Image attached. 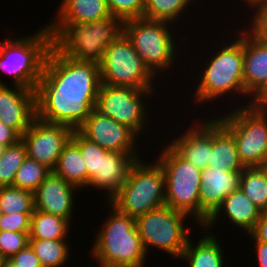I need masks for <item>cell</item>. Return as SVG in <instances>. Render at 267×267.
Listing matches in <instances>:
<instances>
[{
    "instance_id": "obj_1",
    "label": "cell",
    "mask_w": 267,
    "mask_h": 267,
    "mask_svg": "<svg viewBox=\"0 0 267 267\" xmlns=\"http://www.w3.org/2000/svg\"><path fill=\"white\" fill-rule=\"evenodd\" d=\"M99 65L79 62L52 45L35 89L36 117L77 130L96 107Z\"/></svg>"
},
{
    "instance_id": "obj_27",
    "label": "cell",
    "mask_w": 267,
    "mask_h": 267,
    "mask_svg": "<svg viewBox=\"0 0 267 267\" xmlns=\"http://www.w3.org/2000/svg\"><path fill=\"white\" fill-rule=\"evenodd\" d=\"M240 188L262 212L267 211V177L260 166L244 168Z\"/></svg>"
},
{
    "instance_id": "obj_22",
    "label": "cell",
    "mask_w": 267,
    "mask_h": 267,
    "mask_svg": "<svg viewBox=\"0 0 267 267\" xmlns=\"http://www.w3.org/2000/svg\"><path fill=\"white\" fill-rule=\"evenodd\" d=\"M212 119V150L207 166L225 168L226 171H243L233 134L217 119Z\"/></svg>"
},
{
    "instance_id": "obj_19",
    "label": "cell",
    "mask_w": 267,
    "mask_h": 267,
    "mask_svg": "<svg viewBox=\"0 0 267 267\" xmlns=\"http://www.w3.org/2000/svg\"><path fill=\"white\" fill-rule=\"evenodd\" d=\"M202 120L199 122L198 119L192 127L189 125L184 133L169 144L182 158L200 169L207 167L212 150V119Z\"/></svg>"
},
{
    "instance_id": "obj_32",
    "label": "cell",
    "mask_w": 267,
    "mask_h": 267,
    "mask_svg": "<svg viewBox=\"0 0 267 267\" xmlns=\"http://www.w3.org/2000/svg\"><path fill=\"white\" fill-rule=\"evenodd\" d=\"M26 157V148L21 140L14 145L7 146L0 157V187L13 185L17 170Z\"/></svg>"
},
{
    "instance_id": "obj_18",
    "label": "cell",
    "mask_w": 267,
    "mask_h": 267,
    "mask_svg": "<svg viewBox=\"0 0 267 267\" xmlns=\"http://www.w3.org/2000/svg\"><path fill=\"white\" fill-rule=\"evenodd\" d=\"M77 187L69 184L53 171L34 192L35 210L50 213L66 220L73 217ZM74 194V195H73Z\"/></svg>"
},
{
    "instance_id": "obj_37",
    "label": "cell",
    "mask_w": 267,
    "mask_h": 267,
    "mask_svg": "<svg viewBox=\"0 0 267 267\" xmlns=\"http://www.w3.org/2000/svg\"><path fill=\"white\" fill-rule=\"evenodd\" d=\"M254 12L255 15L250 18L252 24L248 26L258 38L267 41V3L259 5Z\"/></svg>"
},
{
    "instance_id": "obj_2",
    "label": "cell",
    "mask_w": 267,
    "mask_h": 267,
    "mask_svg": "<svg viewBox=\"0 0 267 267\" xmlns=\"http://www.w3.org/2000/svg\"><path fill=\"white\" fill-rule=\"evenodd\" d=\"M110 205L111 215L95 235L90 252L100 267H145L147 253L136 219Z\"/></svg>"
},
{
    "instance_id": "obj_3",
    "label": "cell",
    "mask_w": 267,
    "mask_h": 267,
    "mask_svg": "<svg viewBox=\"0 0 267 267\" xmlns=\"http://www.w3.org/2000/svg\"><path fill=\"white\" fill-rule=\"evenodd\" d=\"M53 45L79 62L100 64L105 49L124 33V20L110 15L88 24H48Z\"/></svg>"
},
{
    "instance_id": "obj_15",
    "label": "cell",
    "mask_w": 267,
    "mask_h": 267,
    "mask_svg": "<svg viewBox=\"0 0 267 267\" xmlns=\"http://www.w3.org/2000/svg\"><path fill=\"white\" fill-rule=\"evenodd\" d=\"M243 83L250 103L267 92V41L243 29Z\"/></svg>"
},
{
    "instance_id": "obj_14",
    "label": "cell",
    "mask_w": 267,
    "mask_h": 267,
    "mask_svg": "<svg viewBox=\"0 0 267 267\" xmlns=\"http://www.w3.org/2000/svg\"><path fill=\"white\" fill-rule=\"evenodd\" d=\"M77 130L85 138L107 151L139 154V148L136 147L139 136L129 127L101 114L96 109L92 110Z\"/></svg>"
},
{
    "instance_id": "obj_46",
    "label": "cell",
    "mask_w": 267,
    "mask_h": 267,
    "mask_svg": "<svg viewBox=\"0 0 267 267\" xmlns=\"http://www.w3.org/2000/svg\"><path fill=\"white\" fill-rule=\"evenodd\" d=\"M263 170H264V173L267 177V162L265 164H263L262 166H260Z\"/></svg>"
},
{
    "instance_id": "obj_41",
    "label": "cell",
    "mask_w": 267,
    "mask_h": 267,
    "mask_svg": "<svg viewBox=\"0 0 267 267\" xmlns=\"http://www.w3.org/2000/svg\"><path fill=\"white\" fill-rule=\"evenodd\" d=\"M252 239L256 248L257 262L259 267H267V243L257 241L250 233L247 234Z\"/></svg>"
},
{
    "instance_id": "obj_29",
    "label": "cell",
    "mask_w": 267,
    "mask_h": 267,
    "mask_svg": "<svg viewBox=\"0 0 267 267\" xmlns=\"http://www.w3.org/2000/svg\"><path fill=\"white\" fill-rule=\"evenodd\" d=\"M193 1L195 0H145L142 18L170 22L172 25L181 16L184 18L187 7Z\"/></svg>"
},
{
    "instance_id": "obj_42",
    "label": "cell",
    "mask_w": 267,
    "mask_h": 267,
    "mask_svg": "<svg viewBox=\"0 0 267 267\" xmlns=\"http://www.w3.org/2000/svg\"><path fill=\"white\" fill-rule=\"evenodd\" d=\"M245 1V4L248 5L247 7L250 9L255 10L259 5L267 3V0H240Z\"/></svg>"
},
{
    "instance_id": "obj_40",
    "label": "cell",
    "mask_w": 267,
    "mask_h": 267,
    "mask_svg": "<svg viewBox=\"0 0 267 267\" xmlns=\"http://www.w3.org/2000/svg\"><path fill=\"white\" fill-rule=\"evenodd\" d=\"M21 140V136L11 127L0 121V144L11 146Z\"/></svg>"
},
{
    "instance_id": "obj_23",
    "label": "cell",
    "mask_w": 267,
    "mask_h": 267,
    "mask_svg": "<svg viewBox=\"0 0 267 267\" xmlns=\"http://www.w3.org/2000/svg\"><path fill=\"white\" fill-rule=\"evenodd\" d=\"M49 24H88L111 15L106 0H63Z\"/></svg>"
},
{
    "instance_id": "obj_44",
    "label": "cell",
    "mask_w": 267,
    "mask_h": 267,
    "mask_svg": "<svg viewBox=\"0 0 267 267\" xmlns=\"http://www.w3.org/2000/svg\"><path fill=\"white\" fill-rule=\"evenodd\" d=\"M2 267H17L10 259H5Z\"/></svg>"
},
{
    "instance_id": "obj_4",
    "label": "cell",
    "mask_w": 267,
    "mask_h": 267,
    "mask_svg": "<svg viewBox=\"0 0 267 267\" xmlns=\"http://www.w3.org/2000/svg\"><path fill=\"white\" fill-rule=\"evenodd\" d=\"M236 36L232 42H226L221 45L217 53H212L210 61L205 63L201 73L199 85L196 86L194 101L199 103H208L217 101L223 96L236 97V94L244 95L247 93L243 83V30L236 31ZM238 35V36H237ZM240 36V37H239ZM238 37V38H237ZM237 39V40H236ZM229 43V44H228ZM219 50V51H218ZM231 93V94H230ZM235 93V94H234ZM229 94V95H228Z\"/></svg>"
},
{
    "instance_id": "obj_39",
    "label": "cell",
    "mask_w": 267,
    "mask_h": 267,
    "mask_svg": "<svg viewBox=\"0 0 267 267\" xmlns=\"http://www.w3.org/2000/svg\"><path fill=\"white\" fill-rule=\"evenodd\" d=\"M250 234L257 241L267 243V211L261 212L260 217Z\"/></svg>"
},
{
    "instance_id": "obj_10",
    "label": "cell",
    "mask_w": 267,
    "mask_h": 267,
    "mask_svg": "<svg viewBox=\"0 0 267 267\" xmlns=\"http://www.w3.org/2000/svg\"><path fill=\"white\" fill-rule=\"evenodd\" d=\"M99 70L102 84L156 91L152 84L156 77L124 33L105 49Z\"/></svg>"
},
{
    "instance_id": "obj_11",
    "label": "cell",
    "mask_w": 267,
    "mask_h": 267,
    "mask_svg": "<svg viewBox=\"0 0 267 267\" xmlns=\"http://www.w3.org/2000/svg\"><path fill=\"white\" fill-rule=\"evenodd\" d=\"M186 217L191 218L166 205L138 216L136 226L147 255L152 246L170 256L180 257L189 240V230L193 229L184 226Z\"/></svg>"
},
{
    "instance_id": "obj_28",
    "label": "cell",
    "mask_w": 267,
    "mask_h": 267,
    "mask_svg": "<svg viewBox=\"0 0 267 267\" xmlns=\"http://www.w3.org/2000/svg\"><path fill=\"white\" fill-rule=\"evenodd\" d=\"M29 244L39 258L42 267L65 266L70 256L67 240L29 239Z\"/></svg>"
},
{
    "instance_id": "obj_36",
    "label": "cell",
    "mask_w": 267,
    "mask_h": 267,
    "mask_svg": "<svg viewBox=\"0 0 267 267\" xmlns=\"http://www.w3.org/2000/svg\"><path fill=\"white\" fill-rule=\"evenodd\" d=\"M32 213L2 214L0 231L30 233Z\"/></svg>"
},
{
    "instance_id": "obj_48",
    "label": "cell",
    "mask_w": 267,
    "mask_h": 267,
    "mask_svg": "<svg viewBox=\"0 0 267 267\" xmlns=\"http://www.w3.org/2000/svg\"><path fill=\"white\" fill-rule=\"evenodd\" d=\"M2 214H3V213H2V209H1V207H0V217L2 216Z\"/></svg>"
},
{
    "instance_id": "obj_34",
    "label": "cell",
    "mask_w": 267,
    "mask_h": 267,
    "mask_svg": "<svg viewBox=\"0 0 267 267\" xmlns=\"http://www.w3.org/2000/svg\"><path fill=\"white\" fill-rule=\"evenodd\" d=\"M111 15L121 19L142 18L145 0H106Z\"/></svg>"
},
{
    "instance_id": "obj_21",
    "label": "cell",
    "mask_w": 267,
    "mask_h": 267,
    "mask_svg": "<svg viewBox=\"0 0 267 267\" xmlns=\"http://www.w3.org/2000/svg\"><path fill=\"white\" fill-rule=\"evenodd\" d=\"M261 212L239 188L224 198L222 205L208 219L202 230H212V226L214 227L217 219L219 220L218 216L224 214L222 216H225L226 219L228 218L229 222L233 223L231 224L233 227L236 226L249 234L254 229Z\"/></svg>"
},
{
    "instance_id": "obj_8",
    "label": "cell",
    "mask_w": 267,
    "mask_h": 267,
    "mask_svg": "<svg viewBox=\"0 0 267 267\" xmlns=\"http://www.w3.org/2000/svg\"><path fill=\"white\" fill-rule=\"evenodd\" d=\"M231 110L216 118L233 134L243 165L262 166L267 162V110L257 103L236 105Z\"/></svg>"
},
{
    "instance_id": "obj_24",
    "label": "cell",
    "mask_w": 267,
    "mask_h": 267,
    "mask_svg": "<svg viewBox=\"0 0 267 267\" xmlns=\"http://www.w3.org/2000/svg\"><path fill=\"white\" fill-rule=\"evenodd\" d=\"M205 231L206 235L197 243L193 244L189 238L179 258L188 262V267H224L225 255L218 236Z\"/></svg>"
},
{
    "instance_id": "obj_13",
    "label": "cell",
    "mask_w": 267,
    "mask_h": 267,
    "mask_svg": "<svg viewBox=\"0 0 267 267\" xmlns=\"http://www.w3.org/2000/svg\"><path fill=\"white\" fill-rule=\"evenodd\" d=\"M73 129L63 124L48 123L35 118L21 136L27 156L53 171Z\"/></svg>"
},
{
    "instance_id": "obj_43",
    "label": "cell",
    "mask_w": 267,
    "mask_h": 267,
    "mask_svg": "<svg viewBox=\"0 0 267 267\" xmlns=\"http://www.w3.org/2000/svg\"><path fill=\"white\" fill-rule=\"evenodd\" d=\"M261 108L267 110V92L256 102Z\"/></svg>"
},
{
    "instance_id": "obj_12",
    "label": "cell",
    "mask_w": 267,
    "mask_h": 267,
    "mask_svg": "<svg viewBox=\"0 0 267 267\" xmlns=\"http://www.w3.org/2000/svg\"><path fill=\"white\" fill-rule=\"evenodd\" d=\"M153 92L154 90L108 86L101 83L95 109L116 122L129 127L140 136L148 127L149 123L146 124V122L150 121L147 117L149 113L146 111L148 104L146 105L144 102L143 96H149Z\"/></svg>"
},
{
    "instance_id": "obj_17",
    "label": "cell",
    "mask_w": 267,
    "mask_h": 267,
    "mask_svg": "<svg viewBox=\"0 0 267 267\" xmlns=\"http://www.w3.org/2000/svg\"><path fill=\"white\" fill-rule=\"evenodd\" d=\"M36 118L35 89L14 85L0 79V121L22 136Z\"/></svg>"
},
{
    "instance_id": "obj_33",
    "label": "cell",
    "mask_w": 267,
    "mask_h": 267,
    "mask_svg": "<svg viewBox=\"0 0 267 267\" xmlns=\"http://www.w3.org/2000/svg\"><path fill=\"white\" fill-rule=\"evenodd\" d=\"M71 139L80 147L81 156L87 170V185L94 174H99L100 154L107 150L95 142L85 138L78 130H74Z\"/></svg>"
},
{
    "instance_id": "obj_47",
    "label": "cell",
    "mask_w": 267,
    "mask_h": 267,
    "mask_svg": "<svg viewBox=\"0 0 267 267\" xmlns=\"http://www.w3.org/2000/svg\"><path fill=\"white\" fill-rule=\"evenodd\" d=\"M4 261H5V258L0 254V267L3 266Z\"/></svg>"
},
{
    "instance_id": "obj_45",
    "label": "cell",
    "mask_w": 267,
    "mask_h": 267,
    "mask_svg": "<svg viewBox=\"0 0 267 267\" xmlns=\"http://www.w3.org/2000/svg\"><path fill=\"white\" fill-rule=\"evenodd\" d=\"M6 148H7L6 145L0 144V157L3 155V153H4V151H5Z\"/></svg>"
},
{
    "instance_id": "obj_31",
    "label": "cell",
    "mask_w": 267,
    "mask_h": 267,
    "mask_svg": "<svg viewBox=\"0 0 267 267\" xmlns=\"http://www.w3.org/2000/svg\"><path fill=\"white\" fill-rule=\"evenodd\" d=\"M51 172L45 165L27 156L17 170L12 186L34 193Z\"/></svg>"
},
{
    "instance_id": "obj_26",
    "label": "cell",
    "mask_w": 267,
    "mask_h": 267,
    "mask_svg": "<svg viewBox=\"0 0 267 267\" xmlns=\"http://www.w3.org/2000/svg\"><path fill=\"white\" fill-rule=\"evenodd\" d=\"M69 220L47 212L34 210L31 215L29 239L66 240Z\"/></svg>"
},
{
    "instance_id": "obj_30",
    "label": "cell",
    "mask_w": 267,
    "mask_h": 267,
    "mask_svg": "<svg viewBox=\"0 0 267 267\" xmlns=\"http://www.w3.org/2000/svg\"><path fill=\"white\" fill-rule=\"evenodd\" d=\"M0 207L3 214L33 213L34 193L15 186L0 187Z\"/></svg>"
},
{
    "instance_id": "obj_16",
    "label": "cell",
    "mask_w": 267,
    "mask_h": 267,
    "mask_svg": "<svg viewBox=\"0 0 267 267\" xmlns=\"http://www.w3.org/2000/svg\"><path fill=\"white\" fill-rule=\"evenodd\" d=\"M242 171H226L225 168L205 167L201 169L200 226L222 205L223 200L234 190L240 188Z\"/></svg>"
},
{
    "instance_id": "obj_6",
    "label": "cell",
    "mask_w": 267,
    "mask_h": 267,
    "mask_svg": "<svg viewBox=\"0 0 267 267\" xmlns=\"http://www.w3.org/2000/svg\"><path fill=\"white\" fill-rule=\"evenodd\" d=\"M142 160L138 159L131 166L124 185L109 200L118 211L135 219L165 205V180L161 165L157 161Z\"/></svg>"
},
{
    "instance_id": "obj_20",
    "label": "cell",
    "mask_w": 267,
    "mask_h": 267,
    "mask_svg": "<svg viewBox=\"0 0 267 267\" xmlns=\"http://www.w3.org/2000/svg\"><path fill=\"white\" fill-rule=\"evenodd\" d=\"M139 154L106 151L100 154L99 174H94L87 187L105 190L107 202L119 191L127 180L131 166Z\"/></svg>"
},
{
    "instance_id": "obj_5",
    "label": "cell",
    "mask_w": 267,
    "mask_h": 267,
    "mask_svg": "<svg viewBox=\"0 0 267 267\" xmlns=\"http://www.w3.org/2000/svg\"><path fill=\"white\" fill-rule=\"evenodd\" d=\"M15 37L14 40L5 38L0 43V72L12 77V85L36 89L53 45L50 29L46 25L34 35Z\"/></svg>"
},
{
    "instance_id": "obj_38",
    "label": "cell",
    "mask_w": 267,
    "mask_h": 267,
    "mask_svg": "<svg viewBox=\"0 0 267 267\" xmlns=\"http://www.w3.org/2000/svg\"><path fill=\"white\" fill-rule=\"evenodd\" d=\"M10 260L17 267H42L39 258L36 256L33 248L27 245L24 249H21Z\"/></svg>"
},
{
    "instance_id": "obj_25",
    "label": "cell",
    "mask_w": 267,
    "mask_h": 267,
    "mask_svg": "<svg viewBox=\"0 0 267 267\" xmlns=\"http://www.w3.org/2000/svg\"><path fill=\"white\" fill-rule=\"evenodd\" d=\"M53 172L79 190L87 188V170L80 147L70 139L64 146Z\"/></svg>"
},
{
    "instance_id": "obj_7",
    "label": "cell",
    "mask_w": 267,
    "mask_h": 267,
    "mask_svg": "<svg viewBox=\"0 0 267 267\" xmlns=\"http://www.w3.org/2000/svg\"><path fill=\"white\" fill-rule=\"evenodd\" d=\"M162 152V153H161ZM156 160L165 180V205L188 214L200 224L201 169L182 158L168 143ZM161 154V155H160Z\"/></svg>"
},
{
    "instance_id": "obj_35",
    "label": "cell",
    "mask_w": 267,
    "mask_h": 267,
    "mask_svg": "<svg viewBox=\"0 0 267 267\" xmlns=\"http://www.w3.org/2000/svg\"><path fill=\"white\" fill-rule=\"evenodd\" d=\"M29 245V233L0 231V254L5 259L12 258Z\"/></svg>"
},
{
    "instance_id": "obj_9",
    "label": "cell",
    "mask_w": 267,
    "mask_h": 267,
    "mask_svg": "<svg viewBox=\"0 0 267 267\" xmlns=\"http://www.w3.org/2000/svg\"><path fill=\"white\" fill-rule=\"evenodd\" d=\"M169 24V22L145 18L124 21V34L142 58L144 65L155 77L159 72L161 74L171 68L176 59L175 48L177 50L179 48L177 44L179 42L174 40L177 37L169 30L171 26Z\"/></svg>"
}]
</instances>
